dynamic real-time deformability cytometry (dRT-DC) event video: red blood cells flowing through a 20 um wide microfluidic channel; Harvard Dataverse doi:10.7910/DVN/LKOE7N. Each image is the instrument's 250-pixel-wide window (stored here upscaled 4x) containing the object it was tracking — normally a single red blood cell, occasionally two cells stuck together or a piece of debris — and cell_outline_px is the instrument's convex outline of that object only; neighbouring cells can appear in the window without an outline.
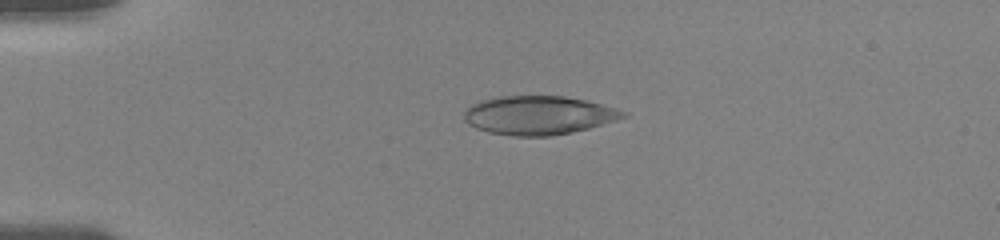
{"species": "human", "species_latin": "Homo sapiens", "temperature_condition": "room temperature", "stored_images_in_passage": 36, "camera_frame_rate_fps": 3000, "um_per_image_px": 0.085, "donor": {"sex": "female"}, "frame": {"image": 1, "passage_image": 1, "time_ms": 0.0, "image_size_px": [1000, 240], "cell_outline_px": [[628, 116], [616, 120], [588, 128], [572, 132], [552, 136], [512, 136], [488, 132], [476, 128], [468, 124], [464, 120], [464, 108], [480, 100], [500, 96], [564, 96], [584, 100], [600, 104], [628, 112]], "centroid_in_image_um": [45.73, 9.8], "position_along_channel_um": 39.3, "area_um2": 35.95}}
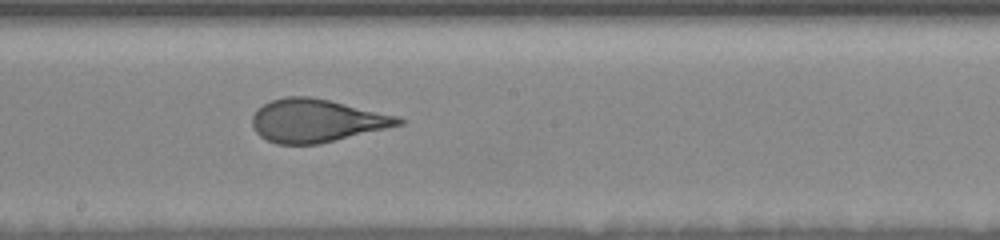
{"frame": {"image": 2, "passage_image": 16, "time_ms": 6.0, "image_size_px": [1000, 240], "cell_outline_px": [[404, 124], [320, 144], [276, 144], [260, 136], [256, 132], [252, 124], [252, 116], [256, 108], [272, 100], [284, 96], [308, 96], [328, 100], [396, 116], [404, 120]], "centroid_in_image_um": [26.86, 10.26], "position_along_channel_um": 221.3, "area_um2": 36.41}}
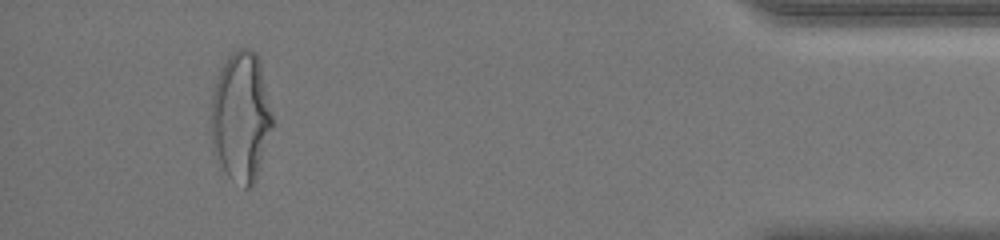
{"frame": {"image": 3, "passage_image": 33, "time_ms": 12.667, "image_size_px": [1000, 240], "cell_outline_px": [[272, 128], [260, 168], [256, 180], [248, 188], [244, 188], [232, 180], [228, 176], [212, 148], [212, 92], [220, 68], [228, 56], [236, 48], [252, 48], [256, 52], [260, 60], [272, 116]], "centroid_in_image_um": [20.49, 9.9], "position_along_channel_um": 414.7, "area_um2": 46.3}, "authors_computed_cell_mechanics": {"area_um2": 37.1654, "velocity_mm_per_s": 3.6966, "shape_relaxation_time_tau1_ms": 7.4575, "shape_relaxation_time_tau2_ms": null, "deformation_change_tau1": 0.2272, "deformation_change_tau2": null}}